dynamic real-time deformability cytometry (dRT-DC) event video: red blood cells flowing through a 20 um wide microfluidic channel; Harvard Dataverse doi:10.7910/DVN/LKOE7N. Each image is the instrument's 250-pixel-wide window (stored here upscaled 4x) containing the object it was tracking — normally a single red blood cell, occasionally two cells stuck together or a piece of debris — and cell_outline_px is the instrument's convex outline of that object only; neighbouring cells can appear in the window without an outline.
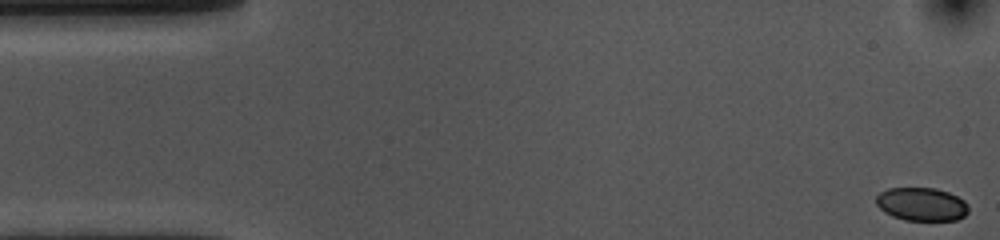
{"species": "common noctule bat (a hibernating species)", "species_latin": "Nyctalus noctula", "temperature_condition": "cold", "stored_images_in_passage": 54, "camera_frame_rate_fps": 3000, "um_per_image_px": 0.085, "animal": {"sex": "female", "body_mass_g": 10.0, "forearm_length_mm": 53.1}, "frame": {"image": 1, "passage_image": 1, "time_ms": 0.0, "image_size_px": [1000, 240], "cell_outline_px": [[968, 212], [964, 216], [956, 220], [904, 220], [892, 216], [884, 212], [876, 204], [876, 196], [880, 192], [888, 188], [936, 188], [948, 192], [964, 200], [968, 204]], "centroid_in_image_um": [78.33, 17.35], "position_along_channel_um": 6.7, "area_um2": 17.98}}
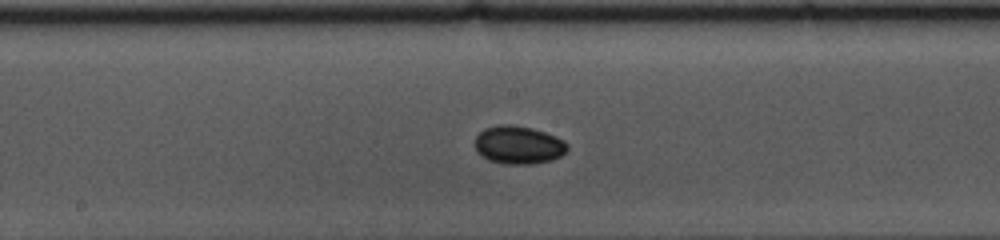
{"frame": {"image": 2, "passage_image": 27, "time_ms": 8.667, "image_size_px": [1000, 240], "cell_outline_px": [[568, 148], [560, 156], [552, 160], [532, 164], [504, 164], [488, 160], [476, 148], [476, 136], [484, 128], [496, 124], [512, 124], [532, 128], [556, 136], [564, 140], [568, 144]], "centroid_in_image_um": [44.09, 12.31], "position_along_channel_um": 204.1, "area_um2": 20.52}}
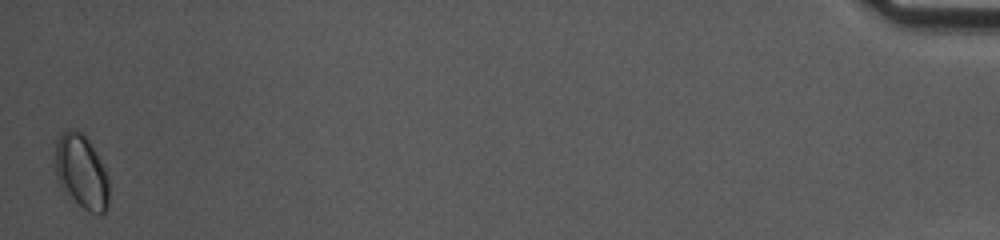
{"frame": {"image": 3, "passage_image": 54, "time_ms": 17.667, "image_size_px": [1000, 240], "cell_outline_px": [[108, 204], [104, 212], [100, 216], [88, 212], [60, 188], [56, 176], [56, 144], [60, 136], [68, 128], [72, 128], [84, 132], [100, 160], [108, 176]], "centroid_in_image_um": [6.93, 14.61], "position_along_channel_um": 428.3, "area_um2": 23.24}, "authors_computed_cell_mechanics": {"area_um2": 19.2185, "velocity_mm_per_s": 3.6021, "shape_relaxation_time_tau1_ms": 2.0388, "shape_relaxation_time_tau2_ms": 3.1904, "deformation_change_tau1": 0.0432, "deformation_change_tau2": 0.0237}}